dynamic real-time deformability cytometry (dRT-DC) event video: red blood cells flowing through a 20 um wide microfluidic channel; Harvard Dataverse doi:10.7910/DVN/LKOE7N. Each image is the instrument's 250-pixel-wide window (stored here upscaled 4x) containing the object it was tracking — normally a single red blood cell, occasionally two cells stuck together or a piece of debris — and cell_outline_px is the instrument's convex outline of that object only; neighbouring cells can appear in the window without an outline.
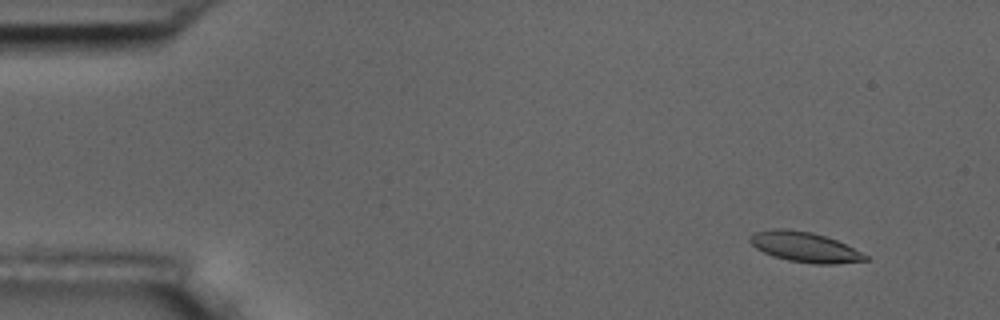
{"species": "common noctule bat (a hibernating species)", "species_latin": "Nyctalus noctula", "temperature_condition": "room temperature", "stored_images_in_passage": 7, "camera_frame_rate_fps": 3000, "um_per_image_px": 0.085, "animal": {"sex": "male", "body_mass_g": 17.5, "forearm_length_mm": 52.3}, "frame": {"image": 1, "passage_image": 2, "time_ms": 1.0, "image_size_px": [1000, 320], "cell_outline_px": [[868, 260], [836, 264], [816, 264], [788, 260], [764, 252], [756, 248], [748, 240], [748, 236], [756, 232], [772, 228], [788, 228], [812, 232], [836, 240], [868, 256]], "centroid_in_image_um": [68.37, 20.98], "position_along_channel_um": 16.6, "area_um2": 20.06}}
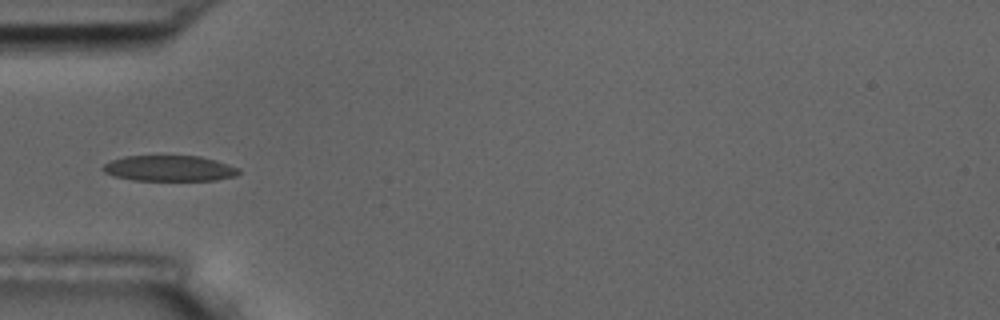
{"frame": {"image": 2, "passage_image": 5, "time_ms": 5.333, "image_size_px": [1000, 320], "cell_outline_px": [[240, 172], [236, 176], [216, 180], [132, 180], [112, 176], [104, 172], [100, 168], [104, 164], [112, 160], [124, 156], [200, 156], [216, 160], [240, 168]], "centroid_in_image_um": [14.39, 14.31], "position_along_channel_um": 70.6, "area_um2": 20.46}}